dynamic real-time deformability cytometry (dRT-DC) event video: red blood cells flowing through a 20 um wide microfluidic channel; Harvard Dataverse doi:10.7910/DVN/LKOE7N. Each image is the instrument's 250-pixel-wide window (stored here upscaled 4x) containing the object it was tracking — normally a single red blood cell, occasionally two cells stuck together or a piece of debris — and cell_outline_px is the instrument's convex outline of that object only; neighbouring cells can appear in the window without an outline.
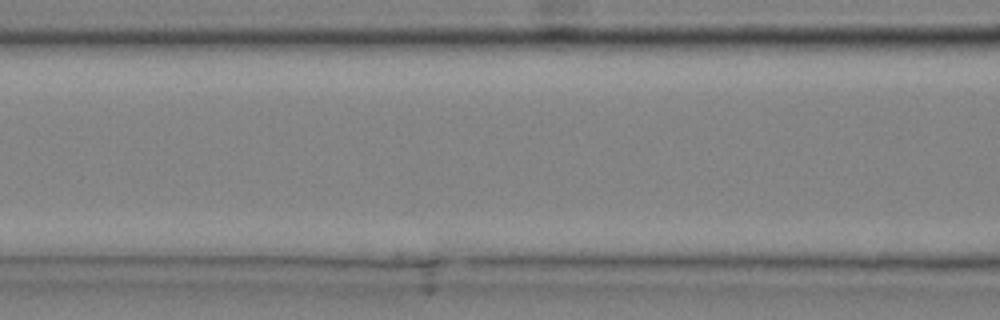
{"species": "common noctule bat (a hibernating species)", "species_latin": "Nyctalus noctula", "temperature_condition": "cold", "stored_images_in_passage": 9, "camera_frame_rate_fps": 3000, "um_per_image_px": 0.085, "animal": {"sex": "male", "body_mass_g": 20.4}, "frame": {"image": 1, "passage_image": 8, "time_ms": 2.333, "image_size_px": [1000, 320], "cell_outline_px": [[440, 208], [432, 216], [396, 220], [328, 212], [312, 208], [312, 204], [396, 200], [420, 200], [440, 204]], "centroid_in_image_um": [32.56, 17.76], "position_along_channel_um": 134.0, "area_um2": 12.89}}